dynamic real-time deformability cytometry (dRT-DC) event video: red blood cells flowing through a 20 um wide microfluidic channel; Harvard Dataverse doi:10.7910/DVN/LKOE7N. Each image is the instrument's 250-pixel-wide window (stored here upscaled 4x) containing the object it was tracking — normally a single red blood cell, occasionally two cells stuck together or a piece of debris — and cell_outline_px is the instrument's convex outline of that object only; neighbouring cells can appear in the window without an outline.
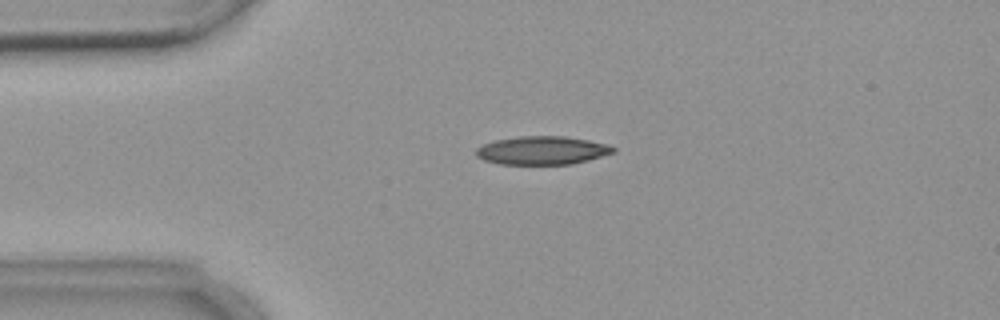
{"species": "common noctule bat (a hibernating species)", "species_latin": "Nyctalus noctula", "temperature_condition": "warm", "stored_images_in_passage": 4, "camera_frame_rate_fps": 3000, "um_per_image_px": 0.085, "animal": {"sex": "female", "body_mass_g": 18.4}, "frame": {"image": 1, "passage_image": 2, "time_ms": 1.333, "image_size_px": [1000, 320], "cell_outline_px": [[616, 152], [588, 160], [572, 164], [500, 164], [484, 160], [476, 156], [476, 148], [484, 144], [496, 140], [520, 136], [564, 136], [588, 140], [608, 144], [616, 148]], "centroid_in_image_um": [46.11, 12.78], "position_along_channel_um": 38.9, "area_um2": 22.66}}